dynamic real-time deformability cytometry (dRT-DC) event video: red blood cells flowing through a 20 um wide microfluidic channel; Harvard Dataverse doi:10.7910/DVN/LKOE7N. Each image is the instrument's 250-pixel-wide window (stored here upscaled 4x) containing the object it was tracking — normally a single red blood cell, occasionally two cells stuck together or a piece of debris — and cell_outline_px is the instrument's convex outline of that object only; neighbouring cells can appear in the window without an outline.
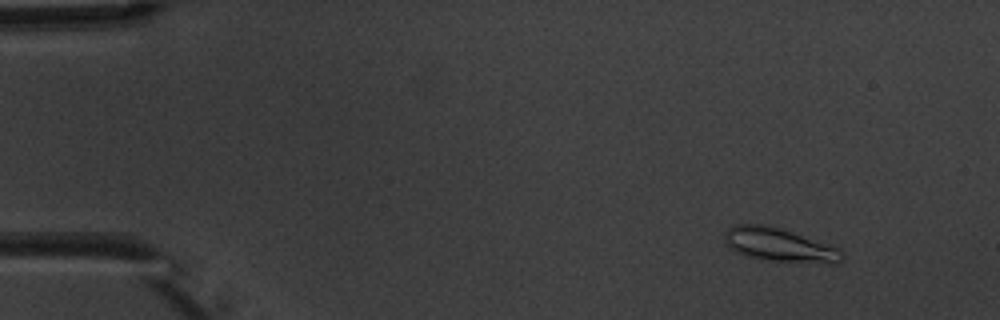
{"species": "common noctule bat (a hibernating species)", "species_latin": "Nyctalus noctula", "temperature_condition": "warm", "stored_images_in_passage": 4, "camera_frame_rate_fps": 3000, "um_per_image_px": 0.085, "animal": {"sex": "male", "body_mass_g": 20.1, "forearm_length_mm": 53.5}, "frame": {"image": 1, "passage_image": 2, "time_ms": 1.333, "image_size_px": [1000, 320], "cell_outline_px": [[844, 260], [840, 264], [828, 264], [764, 260], [748, 256], [736, 252], [728, 244], [724, 236], [724, 232], [728, 228], [736, 224], [760, 224], [780, 228], [840, 248], [844, 252]], "centroid_in_image_um": [66.33, 20.84], "position_along_channel_um": 18.7, "area_um2": 23.12}}